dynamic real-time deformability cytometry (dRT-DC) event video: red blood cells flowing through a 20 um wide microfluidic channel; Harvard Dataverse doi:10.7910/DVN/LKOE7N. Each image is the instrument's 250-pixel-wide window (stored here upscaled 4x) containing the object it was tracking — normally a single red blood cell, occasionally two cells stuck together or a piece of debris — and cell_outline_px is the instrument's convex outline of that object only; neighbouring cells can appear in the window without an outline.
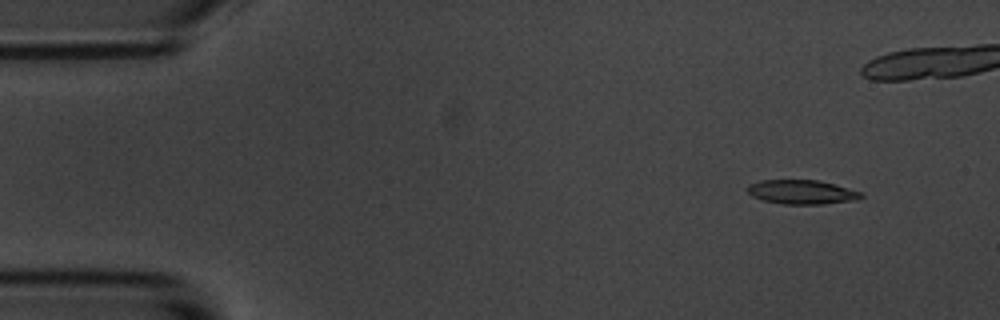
{"species": "common noctule bat (a hibernating species)", "species_latin": "Nyctalus noctula", "temperature_condition": "room temperature", "stored_images_in_passage": 50, "camera_frame_rate_fps": 3000, "um_per_image_px": 0.085, "animal": {"sex": "male", "body_mass_g": 20.1, "forearm_length_mm": 53.5}, "frame": {"image": 1, "passage_image": 5, "time_ms": 1.333, "image_size_px": [1000, 320], "cell_outline_px": [[864, 196], [856, 200], [820, 204], [784, 204], [764, 200], [752, 196], [748, 192], [748, 184], [760, 180], [820, 180], [848, 188], [860, 192]], "centroid_in_image_um": [68.14, 16.32], "position_along_channel_um": 16.9, "area_um2": 15.9}}
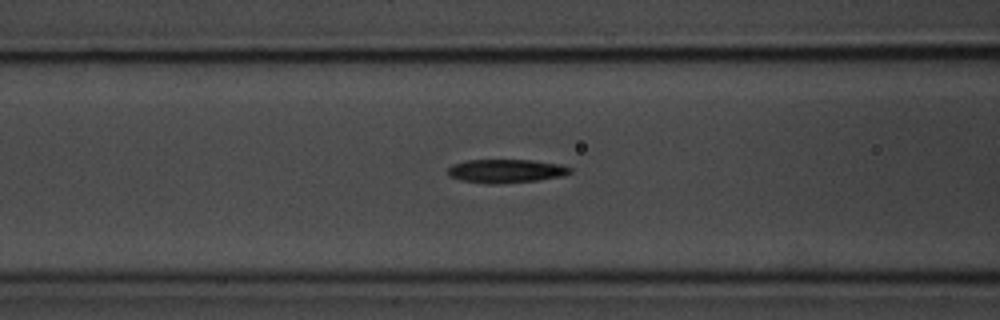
{"frame": {"image": 2, "passage_image": 22, "time_ms": 7.0, "image_size_px": [1000, 320], "cell_outline_px": [[572, 172], [560, 176], [536, 180], [492, 184], [484, 184], [460, 180], [448, 176], [448, 168], [452, 164], [468, 160], [532, 160], [560, 164], [572, 168]], "centroid_in_image_um": [42.96, 14.53], "position_along_channel_um": 123.6, "area_um2": 16.76}}
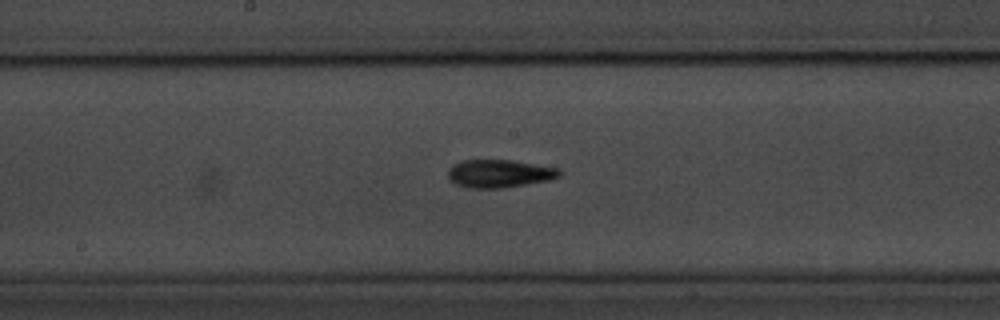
{"frame": {"image": 3, "passage_image": 29, "time_ms": 9.333, "image_size_px": [1000, 320], "cell_outline_px": [[564, 172], [560, 176], [548, 180], [504, 188], [468, 188], [456, 184], [448, 180], [448, 168], [452, 164], [460, 160], [512, 160], [560, 168]], "centroid_in_image_um": [42.43, 14.75], "position_along_channel_um": 205.8, "area_um2": 18.44}, "authors_computed_cell_mechanics": {"area_um2": 16.5597, "velocity_mm_per_s": 3.5188, "shape_relaxation_time_tau1_ms": 2.8071, "shape_relaxation_time_tau2_ms": 2.9125, "deformation_change_tau1": 0.1537, "deformation_change_tau2": 0.1276}}